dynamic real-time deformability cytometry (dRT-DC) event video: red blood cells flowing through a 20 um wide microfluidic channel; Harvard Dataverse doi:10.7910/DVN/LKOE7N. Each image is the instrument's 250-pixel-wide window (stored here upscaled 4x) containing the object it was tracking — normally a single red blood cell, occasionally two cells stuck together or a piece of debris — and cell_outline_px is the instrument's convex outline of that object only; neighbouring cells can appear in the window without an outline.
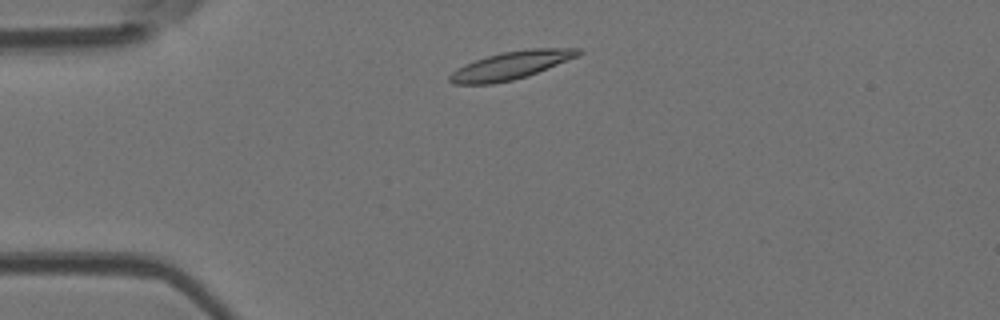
{"species": "Egyptian fruit bat (a non-hibernating species)", "species_latin": "Rousettus aegyptiacus", "temperature_condition": "room temperature", "stored_images_in_passage": 4, "camera_frame_rate_fps": 3000, "um_per_image_px": 0.085, "animal": {"sex": "female"}, "frame": {"image": 1, "passage_image": 2, "time_ms": 1.0, "image_size_px": [1000, 320], "cell_outline_px": [[584, 52], [580, 56], [536, 72], [512, 80], [492, 84], [456, 84], [448, 80], [448, 76], [456, 68], [476, 60], [488, 56], [504, 52], [528, 48], [580, 48]], "centroid_in_image_um": [43.46, 5.54], "position_along_channel_um": 41.5, "area_um2": 20.69}}
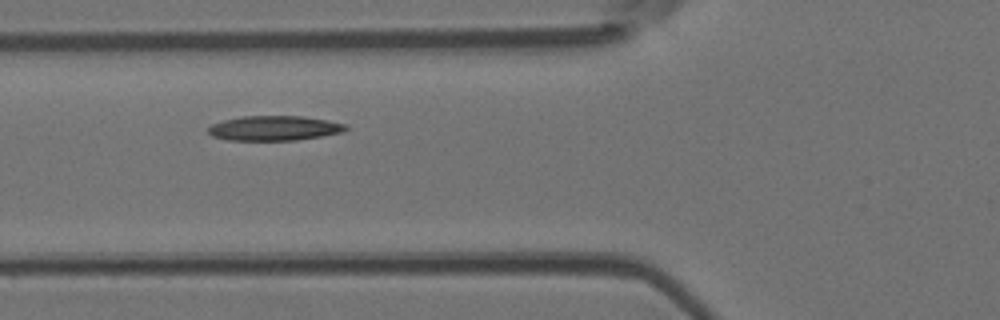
{"frame": {"image": 2, "passage_image": 4, "time_ms": 3.333, "image_size_px": [1000, 320], "cell_outline_px": [[348, 128], [340, 132], [320, 136], [296, 140], [228, 140], [212, 136], [208, 132], [208, 128], [212, 124], [224, 120], [240, 116], [300, 116], [348, 124]], "centroid_in_image_um": [23.27, 10.89], "position_along_channel_um": 102.5, "area_um2": 19.65}}